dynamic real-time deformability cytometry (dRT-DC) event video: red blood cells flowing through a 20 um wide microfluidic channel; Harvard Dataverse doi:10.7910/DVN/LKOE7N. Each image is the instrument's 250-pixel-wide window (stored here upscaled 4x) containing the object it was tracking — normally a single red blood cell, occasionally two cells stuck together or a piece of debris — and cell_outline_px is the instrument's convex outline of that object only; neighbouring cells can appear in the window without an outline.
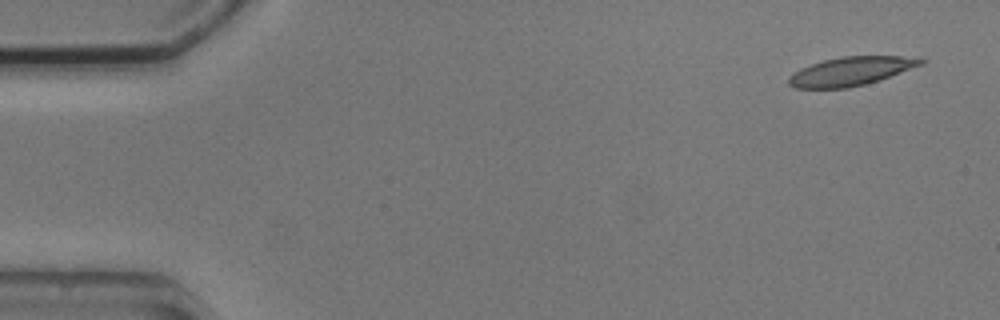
{"species": "common noctule bat (a hibernating species)", "species_latin": "Nyctalus noctula", "temperature_condition": "cold", "stored_images_in_passage": 5, "camera_frame_rate_fps": 3000, "um_per_image_px": 0.085, "animal": {"sex": "male", "body_mass_g": 20.5, "forearm_length_mm": 52.5}, "frame": {"image": 1, "passage_image": 1, "time_ms": 0.0, "image_size_px": [1000, 320], "cell_outline_px": [[928, 60], [924, 64], [880, 80], [848, 88], [792, 88], [788, 84], [788, 76], [800, 68], [824, 60], [844, 56], [920, 56]], "centroid_in_image_um": [72.38, 6.05], "position_along_channel_um": 12.6, "area_um2": 22.37}}
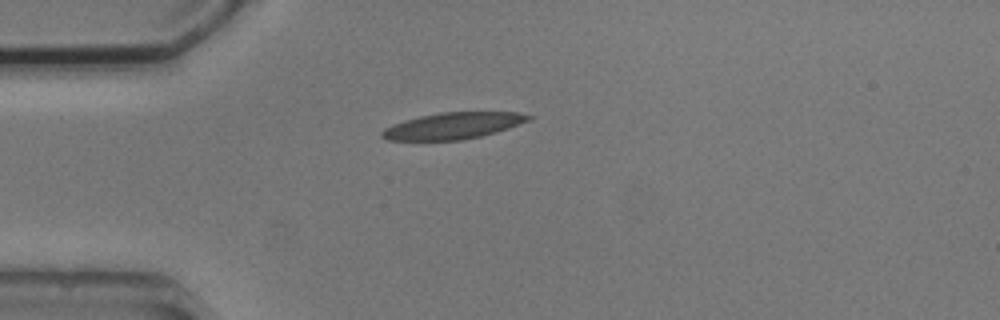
{"frame": {"image": 2, "passage_image": 4, "time_ms": 3.667, "image_size_px": [1000, 320], "cell_outline_px": [[532, 116], [528, 120], [508, 128], [496, 132], [480, 136], [460, 140], [388, 140], [380, 136], [380, 132], [384, 128], [392, 124], [404, 120], [420, 116], [440, 112], [516, 112]], "centroid_in_image_um": [38.44, 10.69], "position_along_channel_um": 46.6, "area_um2": 22.43}}